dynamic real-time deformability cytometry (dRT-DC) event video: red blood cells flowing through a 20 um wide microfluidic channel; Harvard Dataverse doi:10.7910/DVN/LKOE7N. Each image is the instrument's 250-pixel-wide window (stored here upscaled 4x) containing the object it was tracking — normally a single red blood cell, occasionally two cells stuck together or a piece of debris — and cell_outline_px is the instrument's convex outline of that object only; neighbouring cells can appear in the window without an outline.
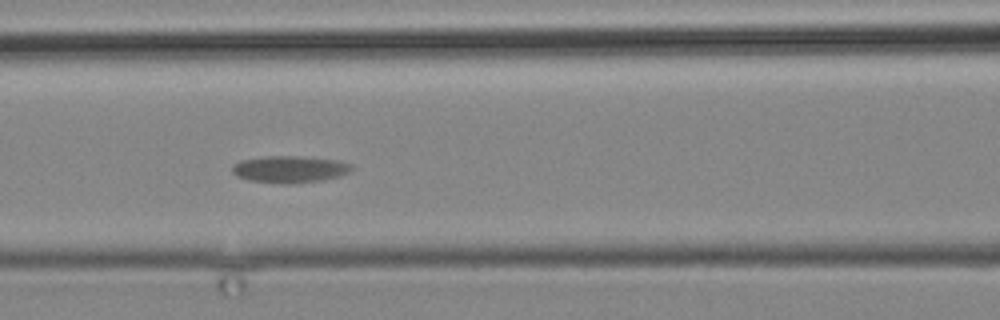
{"species": "common noctule bat (a hibernating species)", "species_latin": "Nyctalus noctula", "temperature_condition": "cold", "stored_images_in_passage": 6, "segment_of_instrument_passage": [1, 2], "camera_frame_rate_fps": 3000, "um_per_image_px": 0.085, "animal": {"sex": "male", "body_mass_g": 19.2, "forearm_length_mm": 51.8}, "frame": {"image": 1, "passage_image": 3, "time_ms": 2.667, "image_size_px": [1000, 320], "cell_outline_px": [[352, 168], [348, 172], [340, 176], [324, 180], [292, 184], [288, 184], [248, 180], [236, 176], [232, 172], [232, 164], [240, 160], [264, 156], [296, 156], [340, 160], [352, 164]], "centroid_in_image_um": [24.61, 14.38], "position_along_channel_um": 142.0, "area_um2": 18.9}}
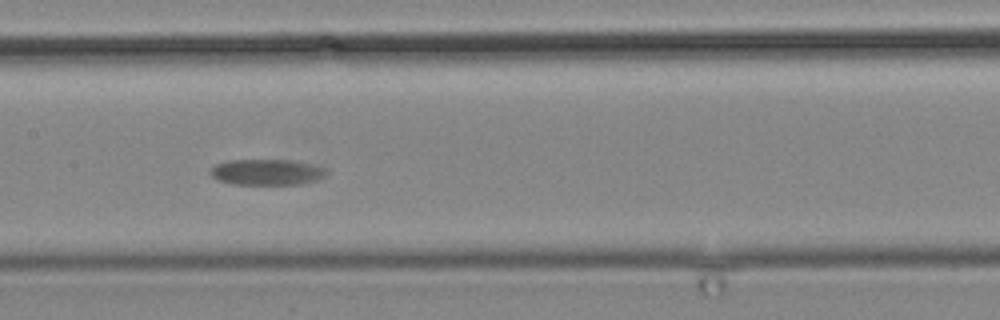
{"frame": {"image": 2, "passage_image": 4, "time_ms": 4.0, "image_size_px": [1000, 320], "cell_outline_px": [[328, 172], [324, 176], [316, 180], [300, 184], [232, 184], [216, 180], [208, 172], [216, 164], [228, 160], [292, 160], [312, 164], [324, 168]], "centroid_in_image_um": [22.65, 14.63], "position_along_channel_um": 184.8, "area_um2": 17.51}}
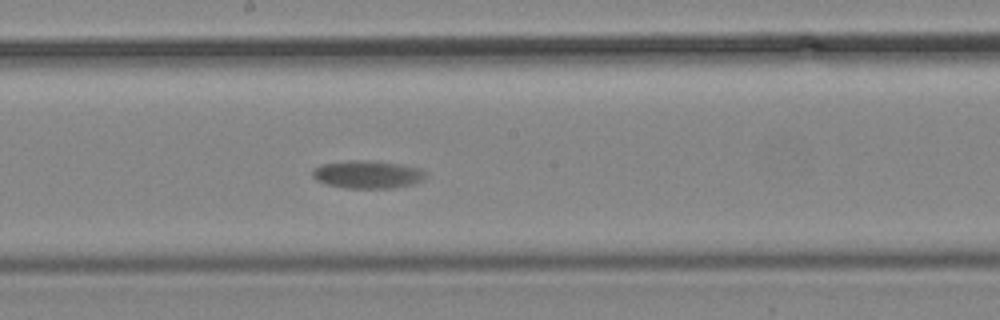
{"frame": {"image": 3, "passage_image": 5, "time_ms": 5.0, "image_size_px": [1000, 320], "cell_outline_px": [[424, 180], [412, 184], [392, 188], [344, 188], [328, 184], [316, 180], [312, 176], [312, 172], [320, 164], [348, 160], [368, 160], [396, 164], [420, 168], [424, 172]], "centroid_in_image_um": [31.21, 14.83], "position_along_channel_um": 217.0, "area_um2": 18.21}}